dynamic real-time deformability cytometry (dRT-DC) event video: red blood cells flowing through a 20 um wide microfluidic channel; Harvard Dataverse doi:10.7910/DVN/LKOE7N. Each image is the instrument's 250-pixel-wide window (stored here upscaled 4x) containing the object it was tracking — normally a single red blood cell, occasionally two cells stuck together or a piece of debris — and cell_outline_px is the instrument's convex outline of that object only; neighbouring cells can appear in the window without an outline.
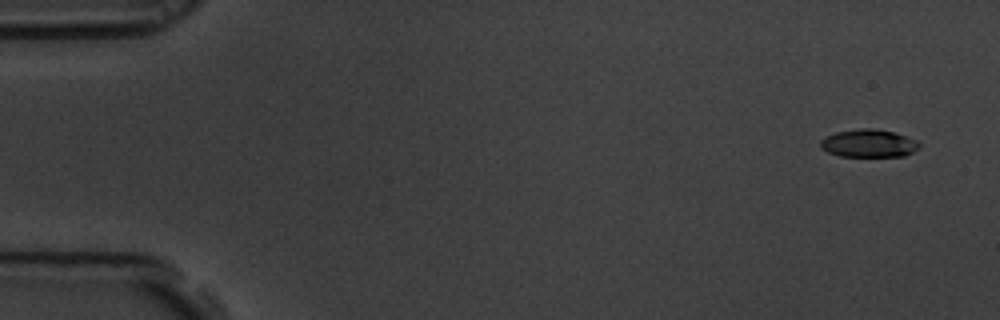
{"species": "common noctule bat (a hibernating species)", "species_latin": "Nyctalus noctula", "temperature_condition": "room temperature", "stored_images_in_passage": 5, "camera_frame_rate_fps": 3000, "um_per_image_px": 0.085, "animal": {"sex": "male", "body_mass_g": 19.5, "forearm_length_mm": 54.6}, "frame": {"image": 1, "passage_image": 1, "time_ms": 0.0, "image_size_px": [1000, 320], "cell_outline_px": [[920, 148], [904, 156], [840, 156], [828, 152], [820, 148], [820, 140], [824, 136], [836, 132], [860, 128], [872, 128], [892, 132], [916, 140], [920, 144]], "centroid_in_image_um": [73.8, 12.18], "position_along_channel_um": 11.2, "area_um2": 16.01}}
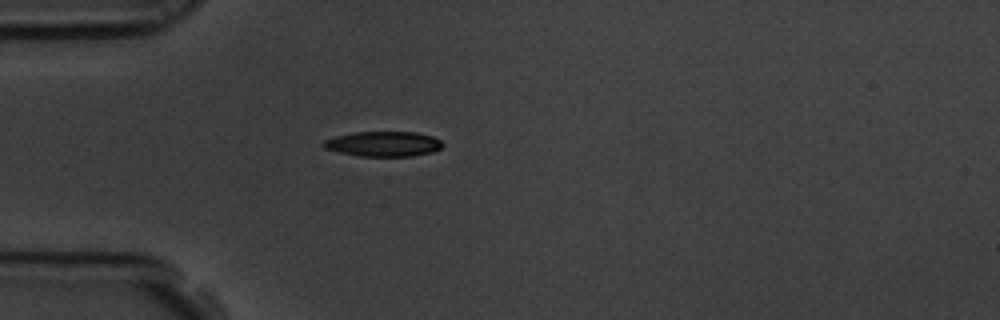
{"frame": {"image": 2, "passage_image": 5, "time_ms": 1.333, "image_size_px": [1000, 320], "cell_outline_px": [[444, 144], [440, 148], [432, 152], [412, 156], [360, 156], [340, 152], [324, 148], [320, 144], [324, 140], [336, 136], [356, 132], [416, 132], [432, 136], [440, 140]], "centroid_in_image_um": [32.59, 12.23], "position_along_channel_um": 52.4, "area_um2": 17.34}}